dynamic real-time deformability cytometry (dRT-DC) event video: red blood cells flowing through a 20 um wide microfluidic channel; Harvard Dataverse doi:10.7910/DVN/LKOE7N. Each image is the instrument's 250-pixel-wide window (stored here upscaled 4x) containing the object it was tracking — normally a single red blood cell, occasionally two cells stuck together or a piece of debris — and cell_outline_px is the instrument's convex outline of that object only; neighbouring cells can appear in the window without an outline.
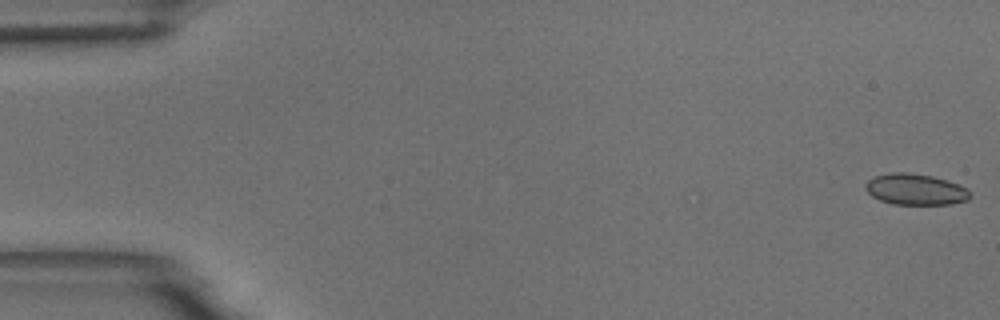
{"species": "common noctule bat (a hibernating species)", "species_latin": "Nyctalus noctula", "temperature_condition": "room temperature", "stored_images_in_passage": 56, "camera_frame_rate_fps": 3000, "um_per_image_px": 0.085, "animal": {"sex": "male", "body_mass_g": 18.8}, "frame": {"image": 1, "passage_image": 1, "time_ms": 0.0, "image_size_px": [1000, 320], "cell_outline_px": [[972, 196], [968, 200], [952, 204], [892, 204], [880, 200], [872, 196], [864, 188], [864, 184], [872, 176], [888, 172], [904, 172], [932, 176], [948, 180], [968, 188], [972, 192]], "centroid_in_image_um": [77.82, 16.09], "position_along_channel_um": 7.2, "area_um2": 19.31}}
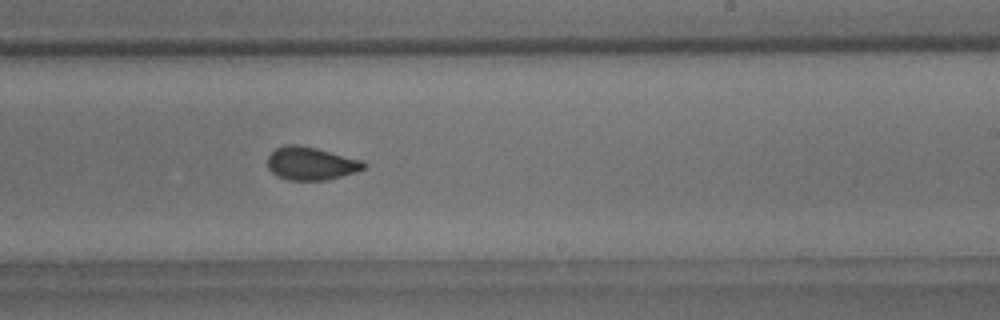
{"frame": {"image": 2, "passage_image": 34, "time_ms": 11.0, "image_size_px": [1000, 320], "cell_outline_px": [[368, 168], [356, 172], [324, 180], [288, 180], [276, 176], [268, 168], [268, 156], [276, 148], [288, 144], [296, 144], [316, 148], [364, 160], [368, 164]], "centroid_in_image_um": [26.47, 13.89], "position_along_channel_um": 262.5, "area_um2": 18.67}}
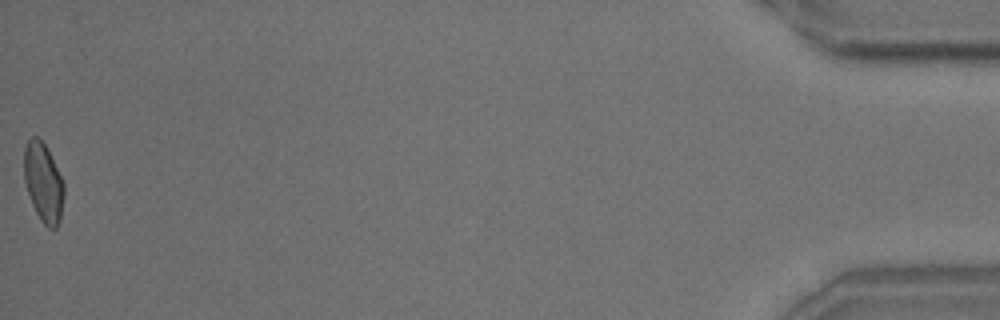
{"frame": {"image": 3, "passage_image": 56, "time_ms": 18.333, "image_size_px": [1000, 320], "cell_outline_px": [[64, 196], [60, 220], [56, 228], [48, 228], [40, 220], [32, 204], [24, 180], [24, 148], [28, 140], [32, 136], [36, 136], [44, 144], [64, 184]], "centroid_in_image_um": [3.67, 15.54], "position_along_channel_um": 431.5, "area_um2": 18.09}, "authors_computed_cell_mechanics": {"area_um2": 18.785, "velocity_mm_per_s": 3.6436, "shape_relaxation_time_tau1_ms": 5.2278, "shape_relaxation_time_tau2_ms": 1.1419, "deformation_change_tau1": 0.0929, "deformation_change_tau2": 0.0565}}